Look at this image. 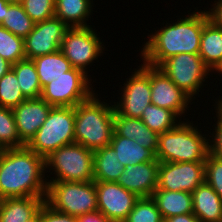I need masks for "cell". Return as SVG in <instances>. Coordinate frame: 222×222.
Masks as SVG:
<instances>
[{
  "label": "cell",
  "instance_id": "obj_1",
  "mask_svg": "<svg viewBox=\"0 0 222 222\" xmlns=\"http://www.w3.org/2000/svg\"><path fill=\"white\" fill-rule=\"evenodd\" d=\"M194 9L196 12L193 10L187 15L176 16L174 22L171 18L170 23H161L163 27L158 30L153 28L155 31L151 30L147 35L148 41L137 50L140 59L150 66L159 67L166 59L180 53L199 54L201 34L209 17L206 9Z\"/></svg>",
  "mask_w": 222,
  "mask_h": 222
},
{
  "label": "cell",
  "instance_id": "obj_2",
  "mask_svg": "<svg viewBox=\"0 0 222 222\" xmlns=\"http://www.w3.org/2000/svg\"><path fill=\"white\" fill-rule=\"evenodd\" d=\"M45 158L27 146L4 149L0 156V200L16 197L46 198Z\"/></svg>",
  "mask_w": 222,
  "mask_h": 222
},
{
  "label": "cell",
  "instance_id": "obj_3",
  "mask_svg": "<svg viewBox=\"0 0 222 222\" xmlns=\"http://www.w3.org/2000/svg\"><path fill=\"white\" fill-rule=\"evenodd\" d=\"M101 95L97 91L75 106V143L91 151L110 145L114 131L115 110L112 100H103Z\"/></svg>",
  "mask_w": 222,
  "mask_h": 222
},
{
  "label": "cell",
  "instance_id": "obj_4",
  "mask_svg": "<svg viewBox=\"0 0 222 222\" xmlns=\"http://www.w3.org/2000/svg\"><path fill=\"white\" fill-rule=\"evenodd\" d=\"M194 122L197 121L183 120L175 128L159 134L155 154L159 162H205L210 153L209 130L203 133L199 129L202 123Z\"/></svg>",
  "mask_w": 222,
  "mask_h": 222
},
{
  "label": "cell",
  "instance_id": "obj_5",
  "mask_svg": "<svg viewBox=\"0 0 222 222\" xmlns=\"http://www.w3.org/2000/svg\"><path fill=\"white\" fill-rule=\"evenodd\" d=\"M45 174L47 183L93 181V151L79 143L62 146L45 158Z\"/></svg>",
  "mask_w": 222,
  "mask_h": 222
},
{
  "label": "cell",
  "instance_id": "obj_6",
  "mask_svg": "<svg viewBox=\"0 0 222 222\" xmlns=\"http://www.w3.org/2000/svg\"><path fill=\"white\" fill-rule=\"evenodd\" d=\"M75 107H52L47 119L26 145L46 158L62 146L75 143Z\"/></svg>",
  "mask_w": 222,
  "mask_h": 222
},
{
  "label": "cell",
  "instance_id": "obj_7",
  "mask_svg": "<svg viewBox=\"0 0 222 222\" xmlns=\"http://www.w3.org/2000/svg\"><path fill=\"white\" fill-rule=\"evenodd\" d=\"M45 202L54 210L73 216L98 211L95 181H49Z\"/></svg>",
  "mask_w": 222,
  "mask_h": 222
},
{
  "label": "cell",
  "instance_id": "obj_8",
  "mask_svg": "<svg viewBox=\"0 0 222 222\" xmlns=\"http://www.w3.org/2000/svg\"><path fill=\"white\" fill-rule=\"evenodd\" d=\"M160 68L171 81L195 102L202 96V90L210 83L208 78L214 77L210 68L199 54L180 53L166 59ZM210 75V76H209ZM205 82L207 84H205ZM209 82V83H208ZM196 96V97H195ZM195 100V101H194Z\"/></svg>",
  "mask_w": 222,
  "mask_h": 222
},
{
  "label": "cell",
  "instance_id": "obj_9",
  "mask_svg": "<svg viewBox=\"0 0 222 222\" xmlns=\"http://www.w3.org/2000/svg\"><path fill=\"white\" fill-rule=\"evenodd\" d=\"M99 36L92 26L69 27L64 34L60 51L73 68L81 69L88 75L90 67L95 66V61L106 51V43Z\"/></svg>",
  "mask_w": 222,
  "mask_h": 222
},
{
  "label": "cell",
  "instance_id": "obj_10",
  "mask_svg": "<svg viewBox=\"0 0 222 222\" xmlns=\"http://www.w3.org/2000/svg\"><path fill=\"white\" fill-rule=\"evenodd\" d=\"M92 78L81 69L72 68L46 84L42 89L41 98L53 107H75L96 92Z\"/></svg>",
  "mask_w": 222,
  "mask_h": 222
},
{
  "label": "cell",
  "instance_id": "obj_11",
  "mask_svg": "<svg viewBox=\"0 0 222 222\" xmlns=\"http://www.w3.org/2000/svg\"><path fill=\"white\" fill-rule=\"evenodd\" d=\"M139 66L150 76L151 103L173 111L181 120H189L186 118L188 116L186 114L191 110V105L197 102H192L193 100L178 88L160 68L144 62L139 63Z\"/></svg>",
  "mask_w": 222,
  "mask_h": 222
},
{
  "label": "cell",
  "instance_id": "obj_12",
  "mask_svg": "<svg viewBox=\"0 0 222 222\" xmlns=\"http://www.w3.org/2000/svg\"><path fill=\"white\" fill-rule=\"evenodd\" d=\"M137 66L133 68L134 72L126 81H123V86L117 90L119 97L117 100L112 99V103L118 115L140 119L144 109L152 103L150 76L139 65Z\"/></svg>",
  "mask_w": 222,
  "mask_h": 222
},
{
  "label": "cell",
  "instance_id": "obj_13",
  "mask_svg": "<svg viewBox=\"0 0 222 222\" xmlns=\"http://www.w3.org/2000/svg\"><path fill=\"white\" fill-rule=\"evenodd\" d=\"M205 182V162H159L158 189L192 193Z\"/></svg>",
  "mask_w": 222,
  "mask_h": 222
},
{
  "label": "cell",
  "instance_id": "obj_14",
  "mask_svg": "<svg viewBox=\"0 0 222 222\" xmlns=\"http://www.w3.org/2000/svg\"><path fill=\"white\" fill-rule=\"evenodd\" d=\"M69 27L55 16L36 23L33 30L24 38L26 59L51 54L60 50L64 34Z\"/></svg>",
  "mask_w": 222,
  "mask_h": 222
},
{
  "label": "cell",
  "instance_id": "obj_15",
  "mask_svg": "<svg viewBox=\"0 0 222 222\" xmlns=\"http://www.w3.org/2000/svg\"><path fill=\"white\" fill-rule=\"evenodd\" d=\"M98 211L112 222H124L139 197L117 182L95 181Z\"/></svg>",
  "mask_w": 222,
  "mask_h": 222
},
{
  "label": "cell",
  "instance_id": "obj_16",
  "mask_svg": "<svg viewBox=\"0 0 222 222\" xmlns=\"http://www.w3.org/2000/svg\"><path fill=\"white\" fill-rule=\"evenodd\" d=\"M52 107L40 97L26 99L12 109L20 140L25 145L43 125Z\"/></svg>",
  "mask_w": 222,
  "mask_h": 222
},
{
  "label": "cell",
  "instance_id": "obj_17",
  "mask_svg": "<svg viewBox=\"0 0 222 222\" xmlns=\"http://www.w3.org/2000/svg\"><path fill=\"white\" fill-rule=\"evenodd\" d=\"M159 161H148L124 167L117 183L140 197H151L158 185Z\"/></svg>",
  "mask_w": 222,
  "mask_h": 222
},
{
  "label": "cell",
  "instance_id": "obj_18",
  "mask_svg": "<svg viewBox=\"0 0 222 222\" xmlns=\"http://www.w3.org/2000/svg\"><path fill=\"white\" fill-rule=\"evenodd\" d=\"M114 131L121 137L135 140L140 146L156 154L159 134L148 128L141 119L128 118L114 112Z\"/></svg>",
  "mask_w": 222,
  "mask_h": 222
},
{
  "label": "cell",
  "instance_id": "obj_19",
  "mask_svg": "<svg viewBox=\"0 0 222 222\" xmlns=\"http://www.w3.org/2000/svg\"><path fill=\"white\" fill-rule=\"evenodd\" d=\"M192 203L201 222H222V199L206 182L192 192Z\"/></svg>",
  "mask_w": 222,
  "mask_h": 222
},
{
  "label": "cell",
  "instance_id": "obj_20",
  "mask_svg": "<svg viewBox=\"0 0 222 222\" xmlns=\"http://www.w3.org/2000/svg\"><path fill=\"white\" fill-rule=\"evenodd\" d=\"M151 198L164 221L173 216L193 213L192 193L156 188Z\"/></svg>",
  "mask_w": 222,
  "mask_h": 222
},
{
  "label": "cell",
  "instance_id": "obj_21",
  "mask_svg": "<svg viewBox=\"0 0 222 222\" xmlns=\"http://www.w3.org/2000/svg\"><path fill=\"white\" fill-rule=\"evenodd\" d=\"M45 202L42 197H16L0 200V222H26Z\"/></svg>",
  "mask_w": 222,
  "mask_h": 222
},
{
  "label": "cell",
  "instance_id": "obj_22",
  "mask_svg": "<svg viewBox=\"0 0 222 222\" xmlns=\"http://www.w3.org/2000/svg\"><path fill=\"white\" fill-rule=\"evenodd\" d=\"M93 0H55V17L68 27H91L88 23L94 14ZM90 18V19H89Z\"/></svg>",
  "mask_w": 222,
  "mask_h": 222
},
{
  "label": "cell",
  "instance_id": "obj_23",
  "mask_svg": "<svg viewBox=\"0 0 222 222\" xmlns=\"http://www.w3.org/2000/svg\"><path fill=\"white\" fill-rule=\"evenodd\" d=\"M123 170L111 145L93 151V181L116 182Z\"/></svg>",
  "mask_w": 222,
  "mask_h": 222
},
{
  "label": "cell",
  "instance_id": "obj_24",
  "mask_svg": "<svg viewBox=\"0 0 222 222\" xmlns=\"http://www.w3.org/2000/svg\"><path fill=\"white\" fill-rule=\"evenodd\" d=\"M110 145L114 148L117 159L124 167L129 164L158 161L149 149L140 146L135 140L119 136L115 131H113Z\"/></svg>",
  "mask_w": 222,
  "mask_h": 222
},
{
  "label": "cell",
  "instance_id": "obj_25",
  "mask_svg": "<svg viewBox=\"0 0 222 222\" xmlns=\"http://www.w3.org/2000/svg\"><path fill=\"white\" fill-rule=\"evenodd\" d=\"M199 56L213 71L222 61V29L208 21L200 38Z\"/></svg>",
  "mask_w": 222,
  "mask_h": 222
},
{
  "label": "cell",
  "instance_id": "obj_26",
  "mask_svg": "<svg viewBox=\"0 0 222 222\" xmlns=\"http://www.w3.org/2000/svg\"><path fill=\"white\" fill-rule=\"evenodd\" d=\"M32 60L36 66L42 88L55 78H59L73 68L69 60L60 50L36 57Z\"/></svg>",
  "mask_w": 222,
  "mask_h": 222
},
{
  "label": "cell",
  "instance_id": "obj_27",
  "mask_svg": "<svg viewBox=\"0 0 222 222\" xmlns=\"http://www.w3.org/2000/svg\"><path fill=\"white\" fill-rule=\"evenodd\" d=\"M22 94L26 99L40 98L42 87L33 60L24 59L12 65Z\"/></svg>",
  "mask_w": 222,
  "mask_h": 222
},
{
  "label": "cell",
  "instance_id": "obj_28",
  "mask_svg": "<svg viewBox=\"0 0 222 222\" xmlns=\"http://www.w3.org/2000/svg\"><path fill=\"white\" fill-rule=\"evenodd\" d=\"M140 119L158 134L175 128L182 121L173 111L153 104L144 109Z\"/></svg>",
  "mask_w": 222,
  "mask_h": 222
},
{
  "label": "cell",
  "instance_id": "obj_29",
  "mask_svg": "<svg viewBox=\"0 0 222 222\" xmlns=\"http://www.w3.org/2000/svg\"><path fill=\"white\" fill-rule=\"evenodd\" d=\"M34 25L35 23L26 14L21 3H12L9 6L1 24L2 27L23 39L33 30Z\"/></svg>",
  "mask_w": 222,
  "mask_h": 222
},
{
  "label": "cell",
  "instance_id": "obj_30",
  "mask_svg": "<svg viewBox=\"0 0 222 222\" xmlns=\"http://www.w3.org/2000/svg\"><path fill=\"white\" fill-rule=\"evenodd\" d=\"M26 100L18 84L16 74L10 69L0 79V106L13 109Z\"/></svg>",
  "mask_w": 222,
  "mask_h": 222
},
{
  "label": "cell",
  "instance_id": "obj_31",
  "mask_svg": "<svg viewBox=\"0 0 222 222\" xmlns=\"http://www.w3.org/2000/svg\"><path fill=\"white\" fill-rule=\"evenodd\" d=\"M0 145L4 149L26 146L19 137L12 109L0 106Z\"/></svg>",
  "mask_w": 222,
  "mask_h": 222
},
{
  "label": "cell",
  "instance_id": "obj_32",
  "mask_svg": "<svg viewBox=\"0 0 222 222\" xmlns=\"http://www.w3.org/2000/svg\"><path fill=\"white\" fill-rule=\"evenodd\" d=\"M0 56L12 65L26 59L24 39L0 25Z\"/></svg>",
  "mask_w": 222,
  "mask_h": 222
},
{
  "label": "cell",
  "instance_id": "obj_33",
  "mask_svg": "<svg viewBox=\"0 0 222 222\" xmlns=\"http://www.w3.org/2000/svg\"><path fill=\"white\" fill-rule=\"evenodd\" d=\"M124 222H165L151 197H140Z\"/></svg>",
  "mask_w": 222,
  "mask_h": 222
},
{
  "label": "cell",
  "instance_id": "obj_34",
  "mask_svg": "<svg viewBox=\"0 0 222 222\" xmlns=\"http://www.w3.org/2000/svg\"><path fill=\"white\" fill-rule=\"evenodd\" d=\"M21 4L35 24L55 16V0H23Z\"/></svg>",
  "mask_w": 222,
  "mask_h": 222
},
{
  "label": "cell",
  "instance_id": "obj_35",
  "mask_svg": "<svg viewBox=\"0 0 222 222\" xmlns=\"http://www.w3.org/2000/svg\"><path fill=\"white\" fill-rule=\"evenodd\" d=\"M205 182L209 184L222 199V160L210 153L205 160Z\"/></svg>",
  "mask_w": 222,
  "mask_h": 222
},
{
  "label": "cell",
  "instance_id": "obj_36",
  "mask_svg": "<svg viewBox=\"0 0 222 222\" xmlns=\"http://www.w3.org/2000/svg\"><path fill=\"white\" fill-rule=\"evenodd\" d=\"M212 106L215 110V114L212 113L215 123L212 125L213 129L210 128L208 131L211 135L209 136L210 154L222 160V109L217 104H212Z\"/></svg>",
  "mask_w": 222,
  "mask_h": 222
},
{
  "label": "cell",
  "instance_id": "obj_37",
  "mask_svg": "<svg viewBox=\"0 0 222 222\" xmlns=\"http://www.w3.org/2000/svg\"><path fill=\"white\" fill-rule=\"evenodd\" d=\"M42 222H78L77 216L59 212L46 202L42 205Z\"/></svg>",
  "mask_w": 222,
  "mask_h": 222
},
{
  "label": "cell",
  "instance_id": "obj_38",
  "mask_svg": "<svg viewBox=\"0 0 222 222\" xmlns=\"http://www.w3.org/2000/svg\"><path fill=\"white\" fill-rule=\"evenodd\" d=\"M212 8L204 7L203 9H207L206 12L209 17V21H211L216 27L222 29V0H214L213 3L210 4Z\"/></svg>",
  "mask_w": 222,
  "mask_h": 222
},
{
  "label": "cell",
  "instance_id": "obj_39",
  "mask_svg": "<svg viewBox=\"0 0 222 222\" xmlns=\"http://www.w3.org/2000/svg\"><path fill=\"white\" fill-rule=\"evenodd\" d=\"M78 222H112L100 211L89 212L77 216Z\"/></svg>",
  "mask_w": 222,
  "mask_h": 222
},
{
  "label": "cell",
  "instance_id": "obj_40",
  "mask_svg": "<svg viewBox=\"0 0 222 222\" xmlns=\"http://www.w3.org/2000/svg\"><path fill=\"white\" fill-rule=\"evenodd\" d=\"M165 222H201L193 213L170 217Z\"/></svg>",
  "mask_w": 222,
  "mask_h": 222
},
{
  "label": "cell",
  "instance_id": "obj_41",
  "mask_svg": "<svg viewBox=\"0 0 222 222\" xmlns=\"http://www.w3.org/2000/svg\"><path fill=\"white\" fill-rule=\"evenodd\" d=\"M12 69V64L0 56V79Z\"/></svg>",
  "mask_w": 222,
  "mask_h": 222
},
{
  "label": "cell",
  "instance_id": "obj_42",
  "mask_svg": "<svg viewBox=\"0 0 222 222\" xmlns=\"http://www.w3.org/2000/svg\"><path fill=\"white\" fill-rule=\"evenodd\" d=\"M11 4L12 3L7 0H0V25L4 20V14L8 12V8Z\"/></svg>",
  "mask_w": 222,
  "mask_h": 222
},
{
  "label": "cell",
  "instance_id": "obj_43",
  "mask_svg": "<svg viewBox=\"0 0 222 222\" xmlns=\"http://www.w3.org/2000/svg\"><path fill=\"white\" fill-rule=\"evenodd\" d=\"M26 222H42V206L39 211Z\"/></svg>",
  "mask_w": 222,
  "mask_h": 222
},
{
  "label": "cell",
  "instance_id": "obj_44",
  "mask_svg": "<svg viewBox=\"0 0 222 222\" xmlns=\"http://www.w3.org/2000/svg\"><path fill=\"white\" fill-rule=\"evenodd\" d=\"M212 73L214 74V76L216 74H218V78L222 76V61L217 65V67L212 71ZM216 73V74H215ZM221 74V75H220Z\"/></svg>",
  "mask_w": 222,
  "mask_h": 222
},
{
  "label": "cell",
  "instance_id": "obj_45",
  "mask_svg": "<svg viewBox=\"0 0 222 222\" xmlns=\"http://www.w3.org/2000/svg\"><path fill=\"white\" fill-rule=\"evenodd\" d=\"M213 101L215 102L214 104H217L222 109V96L220 97L219 95L218 98L216 97Z\"/></svg>",
  "mask_w": 222,
  "mask_h": 222
},
{
  "label": "cell",
  "instance_id": "obj_46",
  "mask_svg": "<svg viewBox=\"0 0 222 222\" xmlns=\"http://www.w3.org/2000/svg\"><path fill=\"white\" fill-rule=\"evenodd\" d=\"M7 1L11 3H21L23 0H7Z\"/></svg>",
  "mask_w": 222,
  "mask_h": 222
},
{
  "label": "cell",
  "instance_id": "obj_47",
  "mask_svg": "<svg viewBox=\"0 0 222 222\" xmlns=\"http://www.w3.org/2000/svg\"><path fill=\"white\" fill-rule=\"evenodd\" d=\"M3 151H4V148L3 146L0 145V156L2 155Z\"/></svg>",
  "mask_w": 222,
  "mask_h": 222
}]
</instances>
